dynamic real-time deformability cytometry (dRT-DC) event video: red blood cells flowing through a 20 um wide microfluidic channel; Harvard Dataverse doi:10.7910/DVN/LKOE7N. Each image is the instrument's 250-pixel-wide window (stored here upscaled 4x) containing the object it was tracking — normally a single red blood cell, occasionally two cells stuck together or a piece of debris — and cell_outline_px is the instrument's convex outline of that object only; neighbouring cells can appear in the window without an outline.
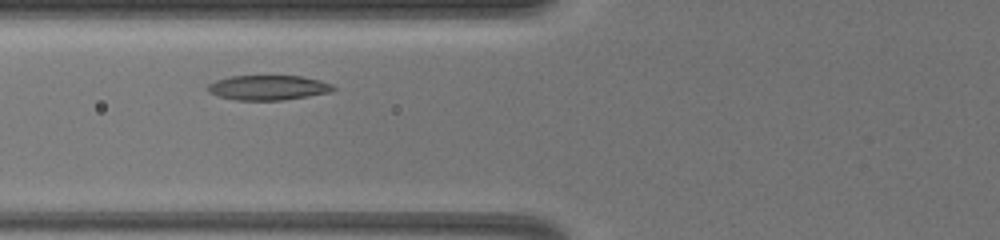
{"species": "common noctule bat (a hibernating species)", "species_latin": "Nyctalus noctula", "temperature_condition": "warm", "stored_images_in_passage": 20, "camera_frame_rate_fps": 3000, "um_per_image_px": 0.085, "animal": {"sex": "female", "body_mass_g": 19.5, "forearm_length_mm": 54.1}, "frame": {"image": 1, "passage_image": 3, "time_ms": 1.667, "image_size_px": [1000, 240], "cell_outline_px": [[336, 88], [328, 92], [280, 100], [236, 100], [220, 96], [208, 92], [204, 88], [208, 84], [216, 80], [228, 76], [300, 76], [320, 80], [332, 84]], "centroid_in_image_um": [22.72, 7.44], "position_along_channel_um": 103.1, "area_um2": 17.98}}
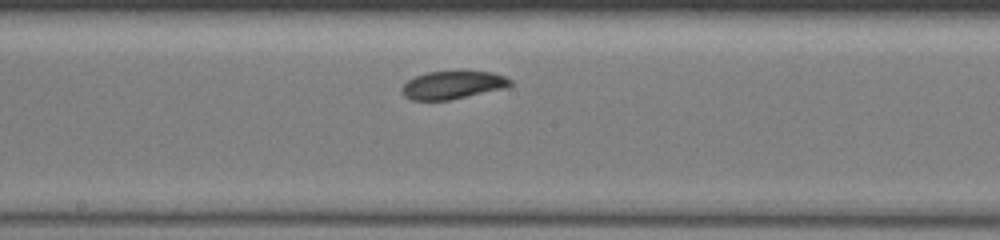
{"frame": {"image": 2, "passage_image": 8, "time_ms": 4.333, "image_size_px": [1000, 240], "cell_outline_px": [[512, 84], [508, 88], [448, 100], [412, 100], [404, 96], [400, 92], [400, 88], [408, 80], [416, 76], [428, 72], [456, 68], [464, 68], [492, 72], [504, 76], [512, 80]], "centroid_in_image_um": [38.52, 7.17], "position_along_channel_um": 209.7, "area_um2": 18.67}}
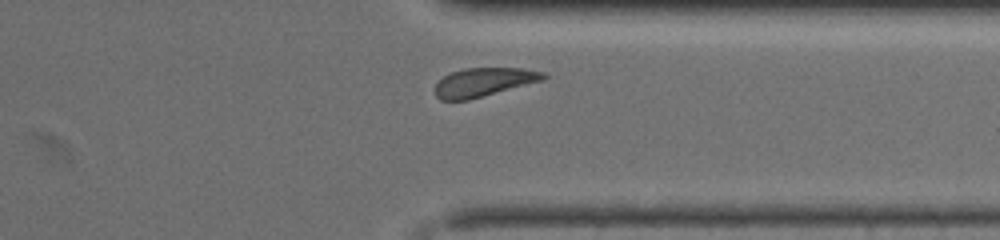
{"frame": {"image": 3, "passage_image": 18, "time_ms": 8.333, "image_size_px": [1000, 240], "cell_outline_px": [[548, 76], [544, 80], [468, 100], [440, 100], [436, 96], [436, 84], [444, 76], [452, 72], [464, 68], [520, 68], [544, 72]], "centroid_in_image_um": [41.14, 6.98], "position_along_channel_um": 370.3, "area_um2": 17.98}, "authors_computed_cell_mechanics": {"area_um2": 18.2359, "velocity_mm_per_s": 4.0011, "shape_relaxation_time_tau1_ms": 1.9083, "shape_relaxation_time_tau2_ms": null, "deformation_change_tau1": 0.096, "deformation_change_tau2": null}}